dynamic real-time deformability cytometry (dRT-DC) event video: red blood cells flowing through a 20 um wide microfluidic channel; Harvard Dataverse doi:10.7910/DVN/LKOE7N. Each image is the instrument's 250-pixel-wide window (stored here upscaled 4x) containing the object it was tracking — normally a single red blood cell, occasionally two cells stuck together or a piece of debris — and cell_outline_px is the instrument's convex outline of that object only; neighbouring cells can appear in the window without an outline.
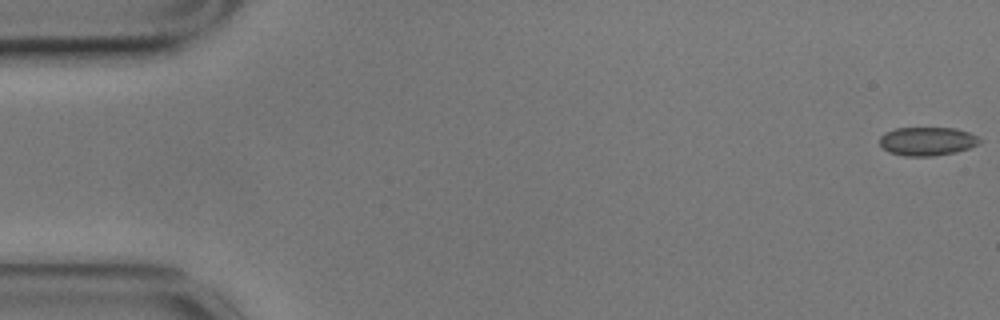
{"species": "common noctule bat (a hibernating species)", "species_latin": "Nyctalus noctula", "temperature_condition": "cold", "stored_images_in_passage": 17, "camera_frame_rate_fps": 3000, "um_per_image_px": 0.085, "animal": {"sex": "male", "body_mass_g": 17.9}, "frame": {"image": 1, "passage_image": 1, "time_ms": 0.0, "image_size_px": [1000, 320], "cell_outline_px": [[984, 140], [980, 144], [956, 152], [932, 156], [904, 156], [888, 152], [880, 144], [880, 136], [884, 132], [896, 128], [956, 128], [968, 132]], "centroid_in_image_um": [78.82, 12.01], "position_along_channel_um": 6.2, "area_um2": 16.76}}